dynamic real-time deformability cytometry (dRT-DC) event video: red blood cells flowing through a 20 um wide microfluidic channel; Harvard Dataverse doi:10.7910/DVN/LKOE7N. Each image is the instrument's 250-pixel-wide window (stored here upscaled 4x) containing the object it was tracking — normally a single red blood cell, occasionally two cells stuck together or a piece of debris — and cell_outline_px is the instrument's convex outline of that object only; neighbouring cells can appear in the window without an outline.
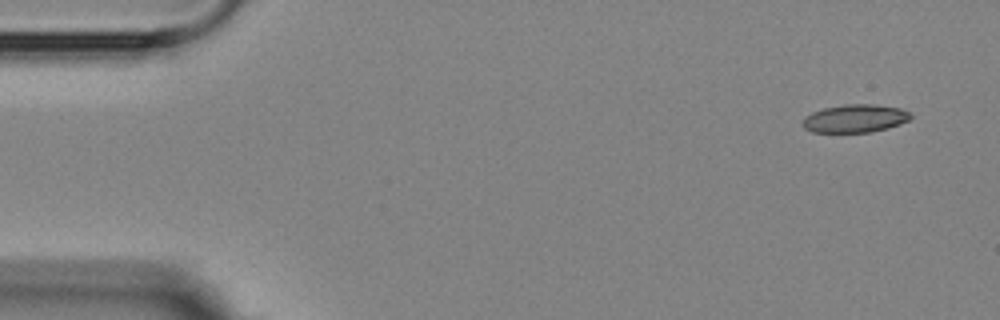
{"species": "Egyptian fruit bat (a non-hibernating species)", "species_latin": "Rousettus aegyptiacus", "temperature_condition": "room temperature", "stored_images_in_passage": 4, "camera_frame_rate_fps": 3000, "um_per_image_px": 0.085, "animal": {"sex": "female"}, "frame": {"image": 1, "passage_image": 1, "time_ms": 0.0, "image_size_px": [1000, 320], "cell_outline_px": [[912, 116], [908, 120], [900, 124], [888, 128], [872, 132], [812, 132], [804, 128], [804, 116], [812, 112], [824, 108], [844, 104], [872, 104], [900, 108], [908, 112]], "centroid_in_image_um": [72.67, 10.07], "position_along_channel_um": 12.3, "area_um2": 17.57}}
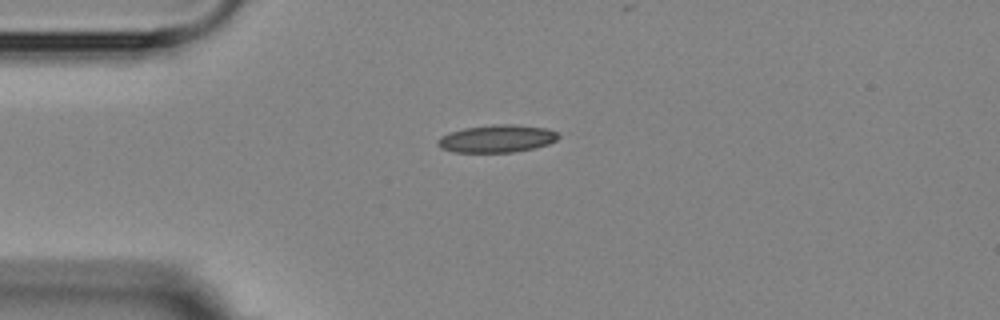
{"frame": {"image": 2, "passage_image": 4, "time_ms": 3.333, "image_size_px": [1000, 320], "cell_outline_px": [[560, 136], [556, 140], [548, 144], [536, 148], [512, 152], [452, 152], [440, 148], [436, 144], [436, 140], [440, 136], [464, 128], [496, 124], [508, 124], [548, 128], [556, 132]], "centroid_in_image_um": [42.22, 11.79], "position_along_channel_um": 42.8, "area_um2": 19.42}}